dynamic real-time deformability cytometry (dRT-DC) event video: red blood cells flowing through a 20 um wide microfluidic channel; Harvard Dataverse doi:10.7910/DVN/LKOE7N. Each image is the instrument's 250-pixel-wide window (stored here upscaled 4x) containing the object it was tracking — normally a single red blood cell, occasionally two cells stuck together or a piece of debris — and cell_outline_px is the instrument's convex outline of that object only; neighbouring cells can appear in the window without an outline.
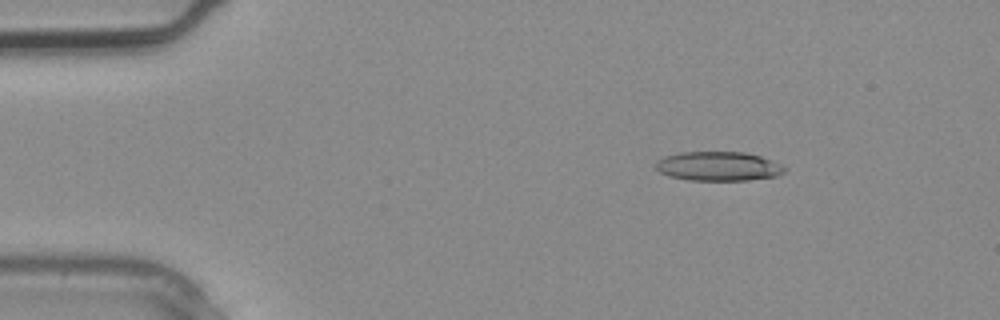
{"species": "common noctule bat (a hibernating species)", "species_latin": "Nyctalus noctula", "temperature_condition": "warm", "stored_images_in_passage": 2, "camera_frame_rate_fps": 3000, "um_per_image_px": 0.085, "animal": {"sex": "male", "body_mass_g": 20.4}, "frame": {"image": 1, "passage_image": 1, "time_ms": 0.0, "image_size_px": [1000, 320], "cell_outline_px": [[788, 168], [784, 172], [776, 176], [748, 180], [688, 180], [668, 176], [660, 172], [656, 168], [656, 160], [664, 156], [680, 152], [744, 152], [760, 156], [780, 164]], "centroid_in_image_um": [61.04, 14.13], "position_along_channel_um": 24.0, "area_um2": 21.96}}